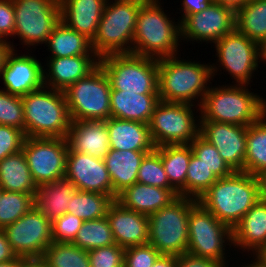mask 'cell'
<instances>
[{"label": "cell", "instance_id": "obj_1", "mask_svg": "<svg viewBox=\"0 0 266 267\" xmlns=\"http://www.w3.org/2000/svg\"><path fill=\"white\" fill-rule=\"evenodd\" d=\"M201 63L183 59L181 54L158 59L159 100L200 107L213 81L211 64Z\"/></svg>", "mask_w": 266, "mask_h": 267}, {"label": "cell", "instance_id": "obj_2", "mask_svg": "<svg viewBox=\"0 0 266 267\" xmlns=\"http://www.w3.org/2000/svg\"><path fill=\"white\" fill-rule=\"evenodd\" d=\"M161 0H145L136 19L132 54L162 59L180 52V21L164 12ZM180 46V47H179Z\"/></svg>", "mask_w": 266, "mask_h": 267}, {"label": "cell", "instance_id": "obj_3", "mask_svg": "<svg viewBox=\"0 0 266 267\" xmlns=\"http://www.w3.org/2000/svg\"><path fill=\"white\" fill-rule=\"evenodd\" d=\"M251 85L211 86L200 105V122H221L248 127L266 112V99ZM261 96V97H260Z\"/></svg>", "mask_w": 266, "mask_h": 267}, {"label": "cell", "instance_id": "obj_4", "mask_svg": "<svg viewBox=\"0 0 266 267\" xmlns=\"http://www.w3.org/2000/svg\"><path fill=\"white\" fill-rule=\"evenodd\" d=\"M259 200L256 176L234 172L228 177L218 178L197 201L233 229Z\"/></svg>", "mask_w": 266, "mask_h": 267}, {"label": "cell", "instance_id": "obj_5", "mask_svg": "<svg viewBox=\"0 0 266 267\" xmlns=\"http://www.w3.org/2000/svg\"><path fill=\"white\" fill-rule=\"evenodd\" d=\"M21 99L26 137H67L71 118L64 92L43 86Z\"/></svg>", "mask_w": 266, "mask_h": 267}, {"label": "cell", "instance_id": "obj_6", "mask_svg": "<svg viewBox=\"0 0 266 267\" xmlns=\"http://www.w3.org/2000/svg\"><path fill=\"white\" fill-rule=\"evenodd\" d=\"M144 1H107L96 35L91 41L93 51L100 58L109 54L132 53L136 19Z\"/></svg>", "mask_w": 266, "mask_h": 267}, {"label": "cell", "instance_id": "obj_7", "mask_svg": "<svg viewBox=\"0 0 266 267\" xmlns=\"http://www.w3.org/2000/svg\"><path fill=\"white\" fill-rule=\"evenodd\" d=\"M196 201L195 198L178 196L148 216V243L161 255L180 256L187 252L189 213Z\"/></svg>", "mask_w": 266, "mask_h": 267}, {"label": "cell", "instance_id": "obj_8", "mask_svg": "<svg viewBox=\"0 0 266 267\" xmlns=\"http://www.w3.org/2000/svg\"><path fill=\"white\" fill-rule=\"evenodd\" d=\"M226 245H229V248ZM232 246V228L220 222L196 201L191 206L189 213L187 252L216 260L225 267H229L231 260L227 258L229 256L227 253L229 254ZM225 248H228L229 251Z\"/></svg>", "mask_w": 266, "mask_h": 267}, {"label": "cell", "instance_id": "obj_9", "mask_svg": "<svg viewBox=\"0 0 266 267\" xmlns=\"http://www.w3.org/2000/svg\"><path fill=\"white\" fill-rule=\"evenodd\" d=\"M99 65L109 78L111 90L158 93V60L132 53L109 54L100 58Z\"/></svg>", "mask_w": 266, "mask_h": 267}, {"label": "cell", "instance_id": "obj_10", "mask_svg": "<svg viewBox=\"0 0 266 267\" xmlns=\"http://www.w3.org/2000/svg\"><path fill=\"white\" fill-rule=\"evenodd\" d=\"M198 112L197 105L159 101L148 124L154 145L190 144L199 135Z\"/></svg>", "mask_w": 266, "mask_h": 267}, {"label": "cell", "instance_id": "obj_11", "mask_svg": "<svg viewBox=\"0 0 266 267\" xmlns=\"http://www.w3.org/2000/svg\"><path fill=\"white\" fill-rule=\"evenodd\" d=\"M63 92L71 121L108 120L111 117V85L100 65Z\"/></svg>", "mask_w": 266, "mask_h": 267}, {"label": "cell", "instance_id": "obj_12", "mask_svg": "<svg viewBox=\"0 0 266 267\" xmlns=\"http://www.w3.org/2000/svg\"><path fill=\"white\" fill-rule=\"evenodd\" d=\"M213 46L218 58L216 64H211L213 79L222 67L223 72L226 70L235 81L232 84L251 85L254 72L260 68V44L235 29Z\"/></svg>", "mask_w": 266, "mask_h": 267}, {"label": "cell", "instance_id": "obj_13", "mask_svg": "<svg viewBox=\"0 0 266 267\" xmlns=\"http://www.w3.org/2000/svg\"><path fill=\"white\" fill-rule=\"evenodd\" d=\"M15 29L13 39L18 36L26 50L46 44L48 36L60 22L59 0H13ZM39 44V45H38ZM31 49H28V48Z\"/></svg>", "mask_w": 266, "mask_h": 267}, {"label": "cell", "instance_id": "obj_14", "mask_svg": "<svg viewBox=\"0 0 266 267\" xmlns=\"http://www.w3.org/2000/svg\"><path fill=\"white\" fill-rule=\"evenodd\" d=\"M3 230L17 257L29 260H41L53 242L52 222L35 206Z\"/></svg>", "mask_w": 266, "mask_h": 267}, {"label": "cell", "instance_id": "obj_15", "mask_svg": "<svg viewBox=\"0 0 266 267\" xmlns=\"http://www.w3.org/2000/svg\"><path fill=\"white\" fill-rule=\"evenodd\" d=\"M22 150L37 186L65 177L66 138L26 137Z\"/></svg>", "mask_w": 266, "mask_h": 267}, {"label": "cell", "instance_id": "obj_16", "mask_svg": "<svg viewBox=\"0 0 266 267\" xmlns=\"http://www.w3.org/2000/svg\"><path fill=\"white\" fill-rule=\"evenodd\" d=\"M236 11L233 8L212 2L202 12L186 16L180 22L181 40L197 43H213L236 29Z\"/></svg>", "mask_w": 266, "mask_h": 267}, {"label": "cell", "instance_id": "obj_17", "mask_svg": "<svg viewBox=\"0 0 266 267\" xmlns=\"http://www.w3.org/2000/svg\"><path fill=\"white\" fill-rule=\"evenodd\" d=\"M32 55V56H31ZM43 63L33 54H21L11 49L0 71L2 90L24 96L44 86Z\"/></svg>", "mask_w": 266, "mask_h": 267}, {"label": "cell", "instance_id": "obj_18", "mask_svg": "<svg viewBox=\"0 0 266 267\" xmlns=\"http://www.w3.org/2000/svg\"><path fill=\"white\" fill-rule=\"evenodd\" d=\"M199 134L217 148L234 172H244L247 127L221 122H200Z\"/></svg>", "mask_w": 266, "mask_h": 267}, {"label": "cell", "instance_id": "obj_19", "mask_svg": "<svg viewBox=\"0 0 266 267\" xmlns=\"http://www.w3.org/2000/svg\"><path fill=\"white\" fill-rule=\"evenodd\" d=\"M64 178L71 181L78 190L112 197V182L102 158L68 151Z\"/></svg>", "mask_w": 266, "mask_h": 267}, {"label": "cell", "instance_id": "obj_20", "mask_svg": "<svg viewBox=\"0 0 266 267\" xmlns=\"http://www.w3.org/2000/svg\"><path fill=\"white\" fill-rule=\"evenodd\" d=\"M43 67L44 86L65 91L73 83L88 76L99 66L98 55L46 58ZM47 66V67H46Z\"/></svg>", "mask_w": 266, "mask_h": 267}, {"label": "cell", "instance_id": "obj_21", "mask_svg": "<svg viewBox=\"0 0 266 267\" xmlns=\"http://www.w3.org/2000/svg\"><path fill=\"white\" fill-rule=\"evenodd\" d=\"M106 218L118 246L126 249L148 244L149 220L147 215L126 209L114 201L108 208Z\"/></svg>", "mask_w": 266, "mask_h": 267}, {"label": "cell", "instance_id": "obj_22", "mask_svg": "<svg viewBox=\"0 0 266 267\" xmlns=\"http://www.w3.org/2000/svg\"><path fill=\"white\" fill-rule=\"evenodd\" d=\"M234 250L256 255L266 246V201L259 200L232 229ZM236 248L238 250H236ZM250 253V254H249Z\"/></svg>", "mask_w": 266, "mask_h": 267}, {"label": "cell", "instance_id": "obj_23", "mask_svg": "<svg viewBox=\"0 0 266 267\" xmlns=\"http://www.w3.org/2000/svg\"><path fill=\"white\" fill-rule=\"evenodd\" d=\"M68 151L104 158L110 151L106 120L71 121L66 137Z\"/></svg>", "mask_w": 266, "mask_h": 267}, {"label": "cell", "instance_id": "obj_24", "mask_svg": "<svg viewBox=\"0 0 266 267\" xmlns=\"http://www.w3.org/2000/svg\"><path fill=\"white\" fill-rule=\"evenodd\" d=\"M108 0H59L60 20L69 28L94 39Z\"/></svg>", "mask_w": 266, "mask_h": 267}, {"label": "cell", "instance_id": "obj_25", "mask_svg": "<svg viewBox=\"0 0 266 267\" xmlns=\"http://www.w3.org/2000/svg\"><path fill=\"white\" fill-rule=\"evenodd\" d=\"M179 196L175 189H164L135 183L120 192L116 200L122 207L150 216Z\"/></svg>", "mask_w": 266, "mask_h": 267}, {"label": "cell", "instance_id": "obj_26", "mask_svg": "<svg viewBox=\"0 0 266 267\" xmlns=\"http://www.w3.org/2000/svg\"><path fill=\"white\" fill-rule=\"evenodd\" d=\"M110 149L123 151H154L149 125L110 117L106 120Z\"/></svg>", "mask_w": 266, "mask_h": 267}, {"label": "cell", "instance_id": "obj_27", "mask_svg": "<svg viewBox=\"0 0 266 267\" xmlns=\"http://www.w3.org/2000/svg\"><path fill=\"white\" fill-rule=\"evenodd\" d=\"M152 151H110L103 160L112 182V198L116 200L117 195L125 188L137 183L138 170L144 157Z\"/></svg>", "mask_w": 266, "mask_h": 267}, {"label": "cell", "instance_id": "obj_28", "mask_svg": "<svg viewBox=\"0 0 266 267\" xmlns=\"http://www.w3.org/2000/svg\"><path fill=\"white\" fill-rule=\"evenodd\" d=\"M111 117L149 124L159 94H136L121 90L110 92Z\"/></svg>", "mask_w": 266, "mask_h": 267}, {"label": "cell", "instance_id": "obj_29", "mask_svg": "<svg viewBox=\"0 0 266 267\" xmlns=\"http://www.w3.org/2000/svg\"><path fill=\"white\" fill-rule=\"evenodd\" d=\"M76 193V186L65 178L44 183L38 186L34 206L53 222L67 213L68 202Z\"/></svg>", "mask_w": 266, "mask_h": 267}, {"label": "cell", "instance_id": "obj_30", "mask_svg": "<svg viewBox=\"0 0 266 267\" xmlns=\"http://www.w3.org/2000/svg\"><path fill=\"white\" fill-rule=\"evenodd\" d=\"M0 187L4 191L37 194L38 186L32 178L23 150L0 161Z\"/></svg>", "mask_w": 266, "mask_h": 267}, {"label": "cell", "instance_id": "obj_31", "mask_svg": "<svg viewBox=\"0 0 266 267\" xmlns=\"http://www.w3.org/2000/svg\"><path fill=\"white\" fill-rule=\"evenodd\" d=\"M45 46L48 47L47 51L51 54L47 58L97 55L93 51L90 39L67 27L61 20L48 36Z\"/></svg>", "mask_w": 266, "mask_h": 267}, {"label": "cell", "instance_id": "obj_32", "mask_svg": "<svg viewBox=\"0 0 266 267\" xmlns=\"http://www.w3.org/2000/svg\"><path fill=\"white\" fill-rule=\"evenodd\" d=\"M155 150L161 155V161L170 185L186 197V177L192 150L189 144L162 145Z\"/></svg>", "mask_w": 266, "mask_h": 267}, {"label": "cell", "instance_id": "obj_33", "mask_svg": "<svg viewBox=\"0 0 266 267\" xmlns=\"http://www.w3.org/2000/svg\"><path fill=\"white\" fill-rule=\"evenodd\" d=\"M236 30L260 44L266 39V0H249L236 10Z\"/></svg>", "mask_w": 266, "mask_h": 267}, {"label": "cell", "instance_id": "obj_34", "mask_svg": "<svg viewBox=\"0 0 266 267\" xmlns=\"http://www.w3.org/2000/svg\"><path fill=\"white\" fill-rule=\"evenodd\" d=\"M244 172L256 176L266 169V112L247 127Z\"/></svg>", "mask_w": 266, "mask_h": 267}, {"label": "cell", "instance_id": "obj_35", "mask_svg": "<svg viewBox=\"0 0 266 267\" xmlns=\"http://www.w3.org/2000/svg\"><path fill=\"white\" fill-rule=\"evenodd\" d=\"M115 200L106 194L97 192L81 191L77 193L69 203L67 213H71L83 221L106 217L109 206Z\"/></svg>", "mask_w": 266, "mask_h": 267}, {"label": "cell", "instance_id": "obj_36", "mask_svg": "<svg viewBox=\"0 0 266 267\" xmlns=\"http://www.w3.org/2000/svg\"><path fill=\"white\" fill-rule=\"evenodd\" d=\"M41 261L47 267H91L88 251L67 242H52Z\"/></svg>", "mask_w": 266, "mask_h": 267}, {"label": "cell", "instance_id": "obj_37", "mask_svg": "<svg viewBox=\"0 0 266 267\" xmlns=\"http://www.w3.org/2000/svg\"><path fill=\"white\" fill-rule=\"evenodd\" d=\"M74 245L86 251L115 244L111 227L106 217L83 221Z\"/></svg>", "mask_w": 266, "mask_h": 267}, {"label": "cell", "instance_id": "obj_38", "mask_svg": "<svg viewBox=\"0 0 266 267\" xmlns=\"http://www.w3.org/2000/svg\"><path fill=\"white\" fill-rule=\"evenodd\" d=\"M35 205L33 194L2 190L0 195V229L17 221Z\"/></svg>", "mask_w": 266, "mask_h": 267}, {"label": "cell", "instance_id": "obj_39", "mask_svg": "<svg viewBox=\"0 0 266 267\" xmlns=\"http://www.w3.org/2000/svg\"><path fill=\"white\" fill-rule=\"evenodd\" d=\"M189 145L193 155L205 164L217 178H225L234 173L222 159L217 148L200 134Z\"/></svg>", "mask_w": 266, "mask_h": 267}, {"label": "cell", "instance_id": "obj_40", "mask_svg": "<svg viewBox=\"0 0 266 267\" xmlns=\"http://www.w3.org/2000/svg\"><path fill=\"white\" fill-rule=\"evenodd\" d=\"M217 180L209 168L192 154L186 177V197L198 200Z\"/></svg>", "mask_w": 266, "mask_h": 267}, {"label": "cell", "instance_id": "obj_41", "mask_svg": "<svg viewBox=\"0 0 266 267\" xmlns=\"http://www.w3.org/2000/svg\"><path fill=\"white\" fill-rule=\"evenodd\" d=\"M137 182L153 187L174 189L167 179L161 155L156 150L148 153L141 162Z\"/></svg>", "mask_w": 266, "mask_h": 267}, {"label": "cell", "instance_id": "obj_42", "mask_svg": "<svg viewBox=\"0 0 266 267\" xmlns=\"http://www.w3.org/2000/svg\"><path fill=\"white\" fill-rule=\"evenodd\" d=\"M0 125L12 126L24 132V109L20 96L0 89Z\"/></svg>", "mask_w": 266, "mask_h": 267}, {"label": "cell", "instance_id": "obj_43", "mask_svg": "<svg viewBox=\"0 0 266 267\" xmlns=\"http://www.w3.org/2000/svg\"><path fill=\"white\" fill-rule=\"evenodd\" d=\"M124 254L116 243L88 251L91 267H124Z\"/></svg>", "mask_w": 266, "mask_h": 267}, {"label": "cell", "instance_id": "obj_44", "mask_svg": "<svg viewBox=\"0 0 266 267\" xmlns=\"http://www.w3.org/2000/svg\"><path fill=\"white\" fill-rule=\"evenodd\" d=\"M83 224L81 218L71 213H65L52 222L53 242L72 243Z\"/></svg>", "mask_w": 266, "mask_h": 267}, {"label": "cell", "instance_id": "obj_45", "mask_svg": "<svg viewBox=\"0 0 266 267\" xmlns=\"http://www.w3.org/2000/svg\"><path fill=\"white\" fill-rule=\"evenodd\" d=\"M161 254L149 243L128 247L124 254V267H152Z\"/></svg>", "mask_w": 266, "mask_h": 267}, {"label": "cell", "instance_id": "obj_46", "mask_svg": "<svg viewBox=\"0 0 266 267\" xmlns=\"http://www.w3.org/2000/svg\"><path fill=\"white\" fill-rule=\"evenodd\" d=\"M26 136L18 128L0 125V161L22 150Z\"/></svg>", "mask_w": 266, "mask_h": 267}, {"label": "cell", "instance_id": "obj_47", "mask_svg": "<svg viewBox=\"0 0 266 267\" xmlns=\"http://www.w3.org/2000/svg\"><path fill=\"white\" fill-rule=\"evenodd\" d=\"M14 29L15 12L13 0H0V37L9 42L8 40L14 35Z\"/></svg>", "mask_w": 266, "mask_h": 267}, {"label": "cell", "instance_id": "obj_48", "mask_svg": "<svg viewBox=\"0 0 266 267\" xmlns=\"http://www.w3.org/2000/svg\"><path fill=\"white\" fill-rule=\"evenodd\" d=\"M177 267H225L220 262L186 252L177 256Z\"/></svg>", "mask_w": 266, "mask_h": 267}, {"label": "cell", "instance_id": "obj_49", "mask_svg": "<svg viewBox=\"0 0 266 267\" xmlns=\"http://www.w3.org/2000/svg\"><path fill=\"white\" fill-rule=\"evenodd\" d=\"M180 1H182L180 4L182 7L179 8L181 16L178 17V19H176L179 20L180 22L188 15L204 11L213 2L212 0H180Z\"/></svg>", "mask_w": 266, "mask_h": 267}, {"label": "cell", "instance_id": "obj_50", "mask_svg": "<svg viewBox=\"0 0 266 267\" xmlns=\"http://www.w3.org/2000/svg\"><path fill=\"white\" fill-rule=\"evenodd\" d=\"M15 258H17V255L8 243L4 230L0 229V263L11 261Z\"/></svg>", "mask_w": 266, "mask_h": 267}, {"label": "cell", "instance_id": "obj_51", "mask_svg": "<svg viewBox=\"0 0 266 267\" xmlns=\"http://www.w3.org/2000/svg\"><path fill=\"white\" fill-rule=\"evenodd\" d=\"M152 267H177V256L160 255Z\"/></svg>", "mask_w": 266, "mask_h": 267}, {"label": "cell", "instance_id": "obj_52", "mask_svg": "<svg viewBox=\"0 0 266 267\" xmlns=\"http://www.w3.org/2000/svg\"><path fill=\"white\" fill-rule=\"evenodd\" d=\"M261 200L266 201V169L256 175Z\"/></svg>", "mask_w": 266, "mask_h": 267}, {"label": "cell", "instance_id": "obj_53", "mask_svg": "<svg viewBox=\"0 0 266 267\" xmlns=\"http://www.w3.org/2000/svg\"><path fill=\"white\" fill-rule=\"evenodd\" d=\"M12 43V44H11ZM14 43L11 42L9 40V42L7 41H0V71L1 68L3 67V64L5 62V58L7 53L11 50V49H15V45H13Z\"/></svg>", "mask_w": 266, "mask_h": 267}, {"label": "cell", "instance_id": "obj_54", "mask_svg": "<svg viewBox=\"0 0 266 267\" xmlns=\"http://www.w3.org/2000/svg\"><path fill=\"white\" fill-rule=\"evenodd\" d=\"M213 2L233 8L235 11L245 5L249 0H212Z\"/></svg>", "mask_w": 266, "mask_h": 267}, {"label": "cell", "instance_id": "obj_55", "mask_svg": "<svg viewBox=\"0 0 266 267\" xmlns=\"http://www.w3.org/2000/svg\"><path fill=\"white\" fill-rule=\"evenodd\" d=\"M30 260L24 257H17L11 261L0 263V267H24Z\"/></svg>", "mask_w": 266, "mask_h": 267}, {"label": "cell", "instance_id": "obj_56", "mask_svg": "<svg viewBox=\"0 0 266 267\" xmlns=\"http://www.w3.org/2000/svg\"><path fill=\"white\" fill-rule=\"evenodd\" d=\"M252 258H253V260H251V262L250 263H246L245 264V262L243 263L242 262V264L243 265H239V263H238V265H236V266H238V267H266L259 259H257L255 256H252ZM233 267H236L235 265H234V263H233V265H232ZM231 265H230V267H232Z\"/></svg>", "mask_w": 266, "mask_h": 267}, {"label": "cell", "instance_id": "obj_57", "mask_svg": "<svg viewBox=\"0 0 266 267\" xmlns=\"http://www.w3.org/2000/svg\"><path fill=\"white\" fill-rule=\"evenodd\" d=\"M260 61L266 65V39L260 43Z\"/></svg>", "mask_w": 266, "mask_h": 267}, {"label": "cell", "instance_id": "obj_58", "mask_svg": "<svg viewBox=\"0 0 266 267\" xmlns=\"http://www.w3.org/2000/svg\"><path fill=\"white\" fill-rule=\"evenodd\" d=\"M254 256L266 266V246Z\"/></svg>", "mask_w": 266, "mask_h": 267}, {"label": "cell", "instance_id": "obj_59", "mask_svg": "<svg viewBox=\"0 0 266 267\" xmlns=\"http://www.w3.org/2000/svg\"><path fill=\"white\" fill-rule=\"evenodd\" d=\"M24 267H47L41 260H30Z\"/></svg>", "mask_w": 266, "mask_h": 267}]
</instances>
